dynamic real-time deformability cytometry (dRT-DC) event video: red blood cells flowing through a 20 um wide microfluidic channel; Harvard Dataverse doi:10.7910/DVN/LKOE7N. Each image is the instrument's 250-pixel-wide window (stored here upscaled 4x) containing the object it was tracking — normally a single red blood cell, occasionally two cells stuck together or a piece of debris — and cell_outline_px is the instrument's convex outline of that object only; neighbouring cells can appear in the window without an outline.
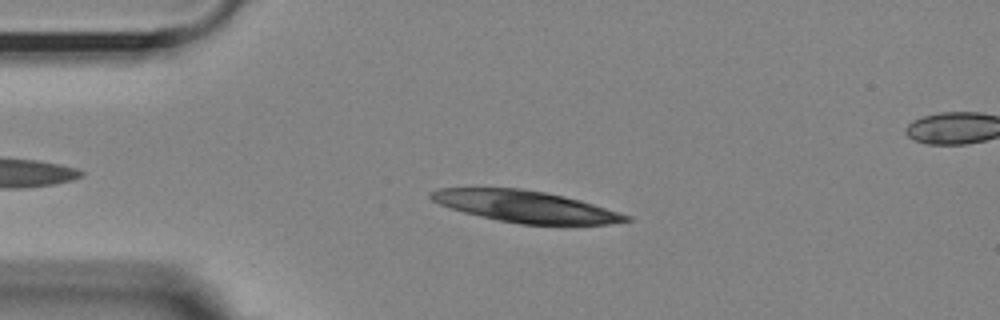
{"species": "Egyptian fruit bat (a non-hibernating species)", "species_latin": "Rousettus aegyptiacus", "temperature_condition": "room temperature", "stored_images_in_passage": 54, "camera_frame_rate_fps": 3000, "um_per_image_px": 0.085, "animal": {"sex": "female"}, "frame": {"image": 1, "passage_image": 11, "time_ms": 3.333, "image_size_px": [1000, 320], "cell_outline_px": [[632, 220], [608, 224], [520, 224], [500, 220], [464, 212], [440, 204], [432, 200], [428, 196], [428, 192], [440, 188], [520, 188], [544, 192], [564, 196], [580, 200], [632, 216]], "centroid_in_image_um": [44.67, 17.54], "position_along_channel_um": 40.3, "area_um2": 35.49}}